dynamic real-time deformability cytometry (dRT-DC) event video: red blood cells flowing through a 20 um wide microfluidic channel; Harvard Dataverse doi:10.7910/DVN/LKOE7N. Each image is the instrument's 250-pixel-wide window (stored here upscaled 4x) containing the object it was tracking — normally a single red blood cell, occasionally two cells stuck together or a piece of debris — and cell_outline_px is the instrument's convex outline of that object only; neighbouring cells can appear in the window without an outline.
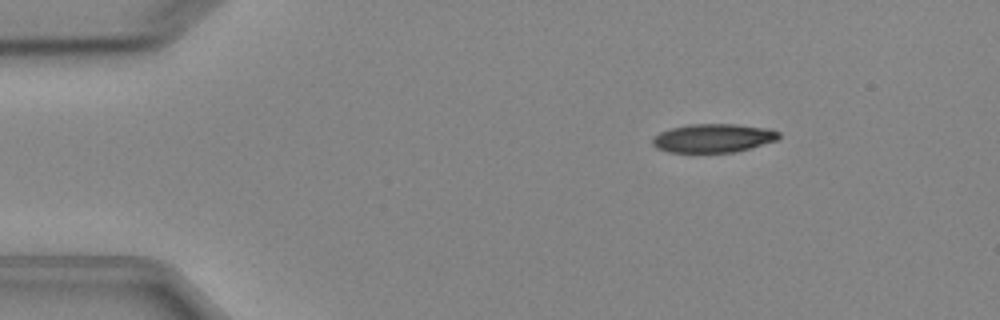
{"species": "Egyptian fruit bat (a non-hibernating species)", "species_latin": "Rousettus aegyptiacus", "temperature_condition": "cold", "stored_images_in_passage": 3, "camera_frame_rate_fps": 3000, "um_per_image_px": 0.085, "animal": {"sex": "female"}, "frame": {"image": 1, "passage_image": 1, "time_ms": 0.0, "image_size_px": [1000, 320], "cell_outline_px": [[780, 136], [776, 140], [736, 152], [668, 152], [656, 148], [652, 144], [652, 136], [668, 128], [688, 124], [736, 124], [772, 128], [780, 132]], "centroid_in_image_um": [60.6, 11.72], "position_along_channel_um": 24.4, "area_um2": 21.33}}